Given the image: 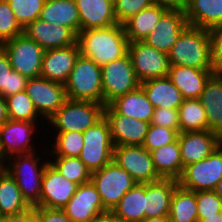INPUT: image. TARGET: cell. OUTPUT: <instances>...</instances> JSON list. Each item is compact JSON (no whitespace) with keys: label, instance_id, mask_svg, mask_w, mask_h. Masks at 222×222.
Listing matches in <instances>:
<instances>
[{"label":"cell","instance_id":"obj_1","mask_svg":"<svg viewBox=\"0 0 222 222\" xmlns=\"http://www.w3.org/2000/svg\"><path fill=\"white\" fill-rule=\"evenodd\" d=\"M76 43L82 56L102 67L125 56L128 53L129 40L123 25L115 24L80 31L77 34Z\"/></svg>","mask_w":222,"mask_h":222},{"label":"cell","instance_id":"obj_2","mask_svg":"<svg viewBox=\"0 0 222 222\" xmlns=\"http://www.w3.org/2000/svg\"><path fill=\"white\" fill-rule=\"evenodd\" d=\"M170 65L214 70L208 29L188 25L168 53Z\"/></svg>","mask_w":222,"mask_h":222},{"label":"cell","instance_id":"obj_3","mask_svg":"<svg viewBox=\"0 0 222 222\" xmlns=\"http://www.w3.org/2000/svg\"><path fill=\"white\" fill-rule=\"evenodd\" d=\"M40 159L43 161V158L37 157V152L15 155L7 159L6 163L9 164L4 167L17 182L22 197L31 207H40L42 178L49 163L47 159L40 163Z\"/></svg>","mask_w":222,"mask_h":222},{"label":"cell","instance_id":"obj_4","mask_svg":"<svg viewBox=\"0 0 222 222\" xmlns=\"http://www.w3.org/2000/svg\"><path fill=\"white\" fill-rule=\"evenodd\" d=\"M64 85L68 99L103 104L101 67L81 54Z\"/></svg>","mask_w":222,"mask_h":222},{"label":"cell","instance_id":"obj_5","mask_svg":"<svg viewBox=\"0 0 222 222\" xmlns=\"http://www.w3.org/2000/svg\"><path fill=\"white\" fill-rule=\"evenodd\" d=\"M103 111V104L67 98L46 122L57 132H85L103 117Z\"/></svg>","mask_w":222,"mask_h":222},{"label":"cell","instance_id":"obj_6","mask_svg":"<svg viewBox=\"0 0 222 222\" xmlns=\"http://www.w3.org/2000/svg\"><path fill=\"white\" fill-rule=\"evenodd\" d=\"M83 139L84 146L79 158L91 173L112 161L115 145L109 124L104 116L83 132Z\"/></svg>","mask_w":222,"mask_h":222},{"label":"cell","instance_id":"obj_7","mask_svg":"<svg viewBox=\"0 0 222 222\" xmlns=\"http://www.w3.org/2000/svg\"><path fill=\"white\" fill-rule=\"evenodd\" d=\"M91 182L100 194L103 206L111 212L121 198L137 183L122 167L111 161L91 173Z\"/></svg>","mask_w":222,"mask_h":222},{"label":"cell","instance_id":"obj_8","mask_svg":"<svg viewBox=\"0 0 222 222\" xmlns=\"http://www.w3.org/2000/svg\"><path fill=\"white\" fill-rule=\"evenodd\" d=\"M0 47L8 56L13 70L27 78L40 77L44 49L24 33L6 40Z\"/></svg>","mask_w":222,"mask_h":222},{"label":"cell","instance_id":"obj_9","mask_svg":"<svg viewBox=\"0 0 222 222\" xmlns=\"http://www.w3.org/2000/svg\"><path fill=\"white\" fill-rule=\"evenodd\" d=\"M101 70L104 106L140 86L128 53L102 66Z\"/></svg>","mask_w":222,"mask_h":222},{"label":"cell","instance_id":"obj_10","mask_svg":"<svg viewBox=\"0 0 222 222\" xmlns=\"http://www.w3.org/2000/svg\"><path fill=\"white\" fill-rule=\"evenodd\" d=\"M222 179V144L208 157L186 166L178 184L191 191H211Z\"/></svg>","mask_w":222,"mask_h":222},{"label":"cell","instance_id":"obj_11","mask_svg":"<svg viewBox=\"0 0 222 222\" xmlns=\"http://www.w3.org/2000/svg\"><path fill=\"white\" fill-rule=\"evenodd\" d=\"M112 161L128 172L136 183L162 179L155 169L151 153L142 145L115 146Z\"/></svg>","mask_w":222,"mask_h":222},{"label":"cell","instance_id":"obj_12","mask_svg":"<svg viewBox=\"0 0 222 222\" xmlns=\"http://www.w3.org/2000/svg\"><path fill=\"white\" fill-rule=\"evenodd\" d=\"M128 54L140 83L168 76L170 64L167 53L155 49L144 41H134L129 42Z\"/></svg>","mask_w":222,"mask_h":222},{"label":"cell","instance_id":"obj_13","mask_svg":"<svg viewBox=\"0 0 222 222\" xmlns=\"http://www.w3.org/2000/svg\"><path fill=\"white\" fill-rule=\"evenodd\" d=\"M42 119L49 120L67 99L65 85L43 77L28 78L26 89Z\"/></svg>","mask_w":222,"mask_h":222},{"label":"cell","instance_id":"obj_14","mask_svg":"<svg viewBox=\"0 0 222 222\" xmlns=\"http://www.w3.org/2000/svg\"><path fill=\"white\" fill-rule=\"evenodd\" d=\"M38 121H15L8 119L0 126V145L6 159L20 154L35 152L32 138L37 132Z\"/></svg>","mask_w":222,"mask_h":222},{"label":"cell","instance_id":"obj_15","mask_svg":"<svg viewBox=\"0 0 222 222\" xmlns=\"http://www.w3.org/2000/svg\"><path fill=\"white\" fill-rule=\"evenodd\" d=\"M103 116L115 146L144 143L150 123L118 114L109 104L104 106Z\"/></svg>","mask_w":222,"mask_h":222},{"label":"cell","instance_id":"obj_16","mask_svg":"<svg viewBox=\"0 0 222 222\" xmlns=\"http://www.w3.org/2000/svg\"><path fill=\"white\" fill-rule=\"evenodd\" d=\"M62 210L72 222H89L93 218L109 212L103 206L100 194L91 181L79 185Z\"/></svg>","mask_w":222,"mask_h":222},{"label":"cell","instance_id":"obj_17","mask_svg":"<svg viewBox=\"0 0 222 222\" xmlns=\"http://www.w3.org/2000/svg\"><path fill=\"white\" fill-rule=\"evenodd\" d=\"M78 187L79 184L64 178L49 162L42 178L40 207L63 209Z\"/></svg>","mask_w":222,"mask_h":222},{"label":"cell","instance_id":"obj_18","mask_svg":"<svg viewBox=\"0 0 222 222\" xmlns=\"http://www.w3.org/2000/svg\"><path fill=\"white\" fill-rule=\"evenodd\" d=\"M183 167L208 157L222 144V138L209 130L178 133Z\"/></svg>","mask_w":222,"mask_h":222},{"label":"cell","instance_id":"obj_19","mask_svg":"<svg viewBox=\"0 0 222 222\" xmlns=\"http://www.w3.org/2000/svg\"><path fill=\"white\" fill-rule=\"evenodd\" d=\"M188 25L184 11L168 10L161 17L155 29L143 41L155 49L168 54L179 35Z\"/></svg>","mask_w":222,"mask_h":222},{"label":"cell","instance_id":"obj_20","mask_svg":"<svg viewBox=\"0 0 222 222\" xmlns=\"http://www.w3.org/2000/svg\"><path fill=\"white\" fill-rule=\"evenodd\" d=\"M23 33L44 50L76 44L77 35L68 27L46 22L40 18L28 24Z\"/></svg>","mask_w":222,"mask_h":222},{"label":"cell","instance_id":"obj_21","mask_svg":"<svg viewBox=\"0 0 222 222\" xmlns=\"http://www.w3.org/2000/svg\"><path fill=\"white\" fill-rule=\"evenodd\" d=\"M79 54L77 43L68 47L45 50L40 76L65 84Z\"/></svg>","mask_w":222,"mask_h":222},{"label":"cell","instance_id":"obj_22","mask_svg":"<svg viewBox=\"0 0 222 222\" xmlns=\"http://www.w3.org/2000/svg\"><path fill=\"white\" fill-rule=\"evenodd\" d=\"M79 12L80 31L118 24L113 0H74Z\"/></svg>","mask_w":222,"mask_h":222},{"label":"cell","instance_id":"obj_23","mask_svg":"<svg viewBox=\"0 0 222 222\" xmlns=\"http://www.w3.org/2000/svg\"><path fill=\"white\" fill-rule=\"evenodd\" d=\"M215 70L170 65L168 77L184 99H199L205 84Z\"/></svg>","mask_w":222,"mask_h":222},{"label":"cell","instance_id":"obj_24","mask_svg":"<svg viewBox=\"0 0 222 222\" xmlns=\"http://www.w3.org/2000/svg\"><path fill=\"white\" fill-rule=\"evenodd\" d=\"M208 119V130L222 138V72H214L199 98Z\"/></svg>","mask_w":222,"mask_h":222},{"label":"cell","instance_id":"obj_25","mask_svg":"<svg viewBox=\"0 0 222 222\" xmlns=\"http://www.w3.org/2000/svg\"><path fill=\"white\" fill-rule=\"evenodd\" d=\"M178 185L173 179L146 183L145 218L169 216L171 198Z\"/></svg>","mask_w":222,"mask_h":222},{"label":"cell","instance_id":"obj_26","mask_svg":"<svg viewBox=\"0 0 222 222\" xmlns=\"http://www.w3.org/2000/svg\"><path fill=\"white\" fill-rule=\"evenodd\" d=\"M154 108L178 109L184 98L168 76L140 83Z\"/></svg>","mask_w":222,"mask_h":222},{"label":"cell","instance_id":"obj_27","mask_svg":"<svg viewBox=\"0 0 222 222\" xmlns=\"http://www.w3.org/2000/svg\"><path fill=\"white\" fill-rule=\"evenodd\" d=\"M109 105L121 115L132 117L150 123L154 107L144 89L139 86L134 91L115 98Z\"/></svg>","mask_w":222,"mask_h":222},{"label":"cell","instance_id":"obj_28","mask_svg":"<svg viewBox=\"0 0 222 222\" xmlns=\"http://www.w3.org/2000/svg\"><path fill=\"white\" fill-rule=\"evenodd\" d=\"M184 12L190 26L209 30L222 25V0H189Z\"/></svg>","mask_w":222,"mask_h":222},{"label":"cell","instance_id":"obj_29","mask_svg":"<svg viewBox=\"0 0 222 222\" xmlns=\"http://www.w3.org/2000/svg\"><path fill=\"white\" fill-rule=\"evenodd\" d=\"M169 9L157 3L141 10L124 24L125 34L129 42L143 41Z\"/></svg>","mask_w":222,"mask_h":222},{"label":"cell","instance_id":"obj_30","mask_svg":"<svg viewBox=\"0 0 222 222\" xmlns=\"http://www.w3.org/2000/svg\"><path fill=\"white\" fill-rule=\"evenodd\" d=\"M40 19L80 32L79 12L74 0H46Z\"/></svg>","mask_w":222,"mask_h":222},{"label":"cell","instance_id":"obj_31","mask_svg":"<svg viewBox=\"0 0 222 222\" xmlns=\"http://www.w3.org/2000/svg\"><path fill=\"white\" fill-rule=\"evenodd\" d=\"M153 164L162 179L179 180L184 167L178 138L167 145L154 149L150 152Z\"/></svg>","mask_w":222,"mask_h":222},{"label":"cell","instance_id":"obj_32","mask_svg":"<svg viewBox=\"0 0 222 222\" xmlns=\"http://www.w3.org/2000/svg\"><path fill=\"white\" fill-rule=\"evenodd\" d=\"M146 183H137L121 198L111 211L126 222H140L145 218Z\"/></svg>","mask_w":222,"mask_h":222},{"label":"cell","instance_id":"obj_33","mask_svg":"<svg viewBox=\"0 0 222 222\" xmlns=\"http://www.w3.org/2000/svg\"><path fill=\"white\" fill-rule=\"evenodd\" d=\"M30 208L22 197L17 182L3 170L0 173V216L23 213Z\"/></svg>","mask_w":222,"mask_h":222},{"label":"cell","instance_id":"obj_34","mask_svg":"<svg viewBox=\"0 0 222 222\" xmlns=\"http://www.w3.org/2000/svg\"><path fill=\"white\" fill-rule=\"evenodd\" d=\"M171 222H198L196 192L178 185L171 198Z\"/></svg>","mask_w":222,"mask_h":222},{"label":"cell","instance_id":"obj_35","mask_svg":"<svg viewBox=\"0 0 222 222\" xmlns=\"http://www.w3.org/2000/svg\"><path fill=\"white\" fill-rule=\"evenodd\" d=\"M178 113L180 132L208 130L206 111L199 99H184Z\"/></svg>","mask_w":222,"mask_h":222},{"label":"cell","instance_id":"obj_36","mask_svg":"<svg viewBox=\"0 0 222 222\" xmlns=\"http://www.w3.org/2000/svg\"><path fill=\"white\" fill-rule=\"evenodd\" d=\"M28 78L13 70L5 51L0 47V95L4 98L26 89Z\"/></svg>","mask_w":222,"mask_h":222},{"label":"cell","instance_id":"obj_37","mask_svg":"<svg viewBox=\"0 0 222 222\" xmlns=\"http://www.w3.org/2000/svg\"><path fill=\"white\" fill-rule=\"evenodd\" d=\"M49 162L55 169L70 180L79 185L91 181V172L79 157H53Z\"/></svg>","mask_w":222,"mask_h":222},{"label":"cell","instance_id":"obj_38","mask_svg":"<svg viewBox=\"0 0 222 222\" xmlns=\"http://www.w3.org/2000/svg\"><path fill=\"white\" fill-rule=\"evenodd\" d=\"M8 117L15 121H38L43 120L36 111L31 98L24 90L5 98ZM38 118V119H37Z\"/></svg>","mask_w":222,"mask_h":222},{"label":"cell","instance_id":"obj_39","mask_svg":"<svg viewBox=\"0 0 222 222\" xmlns=\"http://www.w3.org/2000/svg\"><path fill=\"white\" fill-rule=\"evenodd\" d=\"M55 142L51 145L50 156L79 157L84 146L83 132H56ZM54 149V150H53Z\"/></svg>","mask_w":222,"mask_h":222},{"label":"cell","instance_id":"obj_40","mask_svg":"<svg viewBox=\"0 0 222 222\" xmlns=\"http://www.w3.org/2000/svg\"><path fill=\"white\" fill-rule=\"evenodd\" d=\"M18 24L24 29L39 18L46 0H7Z\"/></svg>","mask_w":222,"mask_h":222},{"label":"cell","instance_id":"obj_41","mask_svg":"<svg viewBox=\"0 0 222 222\" xmlns=\"http://www.w3.org/2000/svg\"><path fill=\"white\" fill-rule=\"evenodd\" d=\"M23 33L7 0H0V44Z\"/></svg>","mask_w":222,"mask_h":222},{"label":"cell","instance_id":"obj_42","mask_svg":"<svg viewBox=\"0 0 222 222\" xmlns=\"http://www.w3.org/2000/svg\"><path fill=\"white\" fill-rule=\"evenodd\" d=\"M177 137L178 132L175 129L150 124L142 146L151 152L174 142Z\"/></svg>","mask_w":222,"mask_h":222},{"label":"cell","instance_id":"obj_43","mask_svg":"<svg viewBox=\"0 0 222 222\" xmlns=\"http://www.w3.org/2000/svg\"><path fill=\"white\" fill-rule=\"evenodd\" d=\"M198 220L222 211V199L213 191H196Z\"/></svg>","mask_w":222,"mask_h":222},{"label":"cell","instance_id":"obj_44","mask_svg":"<svg viewBox=\"0 0 222 222\" xmlns=\"http://www.w3.org/2000/svg\"><path fill=\"white\" fill-rule=\"evenodd\" d=\"M115 17L123 25L128 19L141 10L155 3L154 0H113Z\"/></svg>","mask_w":222,"mask_h":222},{"label":"cell","instance_id":"obj_45","mask_svg":"<svg viewBox=\"0 0 222 222\" xmlns=\"http://www.w3.org/2000/svg\"><path fill=\"white\" fill-rule=\"evenodd\" d=\"M150 124L175 129L179 133L180 127L178 109L154 108Z\"/></svg>","mask_w":222,"mask_h":222},{"label":"cell","instance_id":"obj_46","mask_svg":"<svg viewBox=\"0 0 222 222\" xmlns=\"http://www.w3.org/2000/svg\"><path fill=\"white\" fill-rule=\"evenodd\" d=\"M211 36L212 64L215 72H222V25L209 29Z\"/></svg>","mask_w":222,"mask_h":222},{"label":"cell","instance_id":"obj_47","mask_svg":"<svg viewBox=\"0 0 222 222\" xmlns=\"http://www.w3.org/2000/svg\"><path fill=\"white\" fill-rule=\"evenodd\" d=\"M33 212L41 222H72L62 209L33 207Z\"/></svg>","mask_w":222,"mask_h":222},{"label":"cell","instance_id":"obj_48","mask_svg":"<svg viewBox=\"0 0 222 222\" xmlns=\"http://www.w3.org/2000/svg\"><path fill=\"white\" fill-rule=\"evenodd\" d=\"M155 3L168 8L169 10L185 11L189 0H154Z\"/></svg>","mask_w":222,"mask_h":222},{"label":"cell","instance_id":"obj_49","mask_svg":"<svg viewBox=\"0 0 222 222\" xmlns=\"http://www.w3.org/2000/svg\"><path fill=\"white\" fill-rule=\"evenodd\" d=\"M0 222H26V211L23 213L2 215L0 216Z\"/></svg>","mask_w":222,"mask_h":222},{"label":"cell","instance_id":"obj_50","mask_svg":"<svg viewBox=\"0 0 222 222\" xmlns=\"http://www.w3.org/2000/svg\"><path fill=\"white\" fill-rule=\"evenodd\" d=\"M8 119L9 117H8L6 100L4 97L0 95V126L4 124Z\"/></svg>","mask_w":222,"mask_h":222},{"label":"cell","instance_id":"obj_51","mask_svg":"<svg viewBox=\"0 0 222 222\" xmlns=\"http://www.w3.org/2000/svg\"><path fill=\"white\" fill-rule=\"evenodd\" d=\"M198 222H222V211L216 215L207 216V218L198 220Z\"/></svg>","mask_w":222,"mask_h":222},{"label":"cell","instance_id":"obj_52","mask_svg":"<svg viewBox=\"0 0 222 222\" xmlns=\"http://www.w3.org/2000/svg\"><path fill=\"white\" fill-rule=\"evenodd\" d=\"M104 222H126V221L117 218L112 212H106L104 213Z\"/></svg>","mask_w":222,"mask_h":222},{"label":"cell","instance_id":"obj_53","mask_svg":"<svg viewBox=\"0 0 222 222\" xmlns=\"http://www.w3.org/2000/svg\"><path fill=\"white\" fill-rule=\"evenodd\" d=\"M26 222H41L40 219L34 214L33 207L26 211Z\"/></svg>","mask_w":222,"mask_h":222},{"label":"cell","instance_id":"obj_54","mask_svg":"<svg viewBox=\"0 0 222 222\" xmlns=\"http://www.w3.org/2000/svg\"><path fill=\"white\" fill-rule=\"evenodd\" d=\"M140 222H171L169 216H161L157 218H144Z\"/></svg>","mask_w":222,"mask_h":222},{"label":"cell","instance_id":"obj_55","mask_svg":"<svg viewBox=\"0 0 222 222\" xmlns=\"http://www.w3.org/2000/svg\"><path fill=\"white\" fill-rule=\"evenodd\" d=\"M213 191L222 199V179L217 183Z\"/></svg>","mask_w":222,"mask_h":222},{"label":"cell","instance_id":"obj_56","mask_svg":"<svg viewBox=\"0 0 222 222\" xmlns=\"http://www.w3.org/2000/svg\"><path fill=\"white\" fill-rule=\"evenodd\" d=\"M7 159L5 158L2 149H1V145H0V165L4 168L5 164H6Z\"/></svg>","mask_w":222,"mask_h":222},{"label":"cell","instance_id":"obj_57","mask_svg":"<svg viewBox=\"0 0 222 222\" xmlns=\"http://www.w3.org/2000/svg\"><path fill=\"white\" fill-rule=\"evenodd\" d=\"M89 222H104V213L101 214L100 216L96 217V218H93Z\"/></svg>","mask_w":222,"mask_h":222},{"label":"cell","instance_id":"obj_58","mask_svg":"<svg viewBox=\"0 0 222 222\" xmlns=\"http://www.w3.org/2000/svg\"><path fill=\"white\" fill-rule=\"evenodd\" d=\"M4 170V168L0 165V173Z\"/></svg>","mask_w":222,"mask_h":222}]
</instances>
